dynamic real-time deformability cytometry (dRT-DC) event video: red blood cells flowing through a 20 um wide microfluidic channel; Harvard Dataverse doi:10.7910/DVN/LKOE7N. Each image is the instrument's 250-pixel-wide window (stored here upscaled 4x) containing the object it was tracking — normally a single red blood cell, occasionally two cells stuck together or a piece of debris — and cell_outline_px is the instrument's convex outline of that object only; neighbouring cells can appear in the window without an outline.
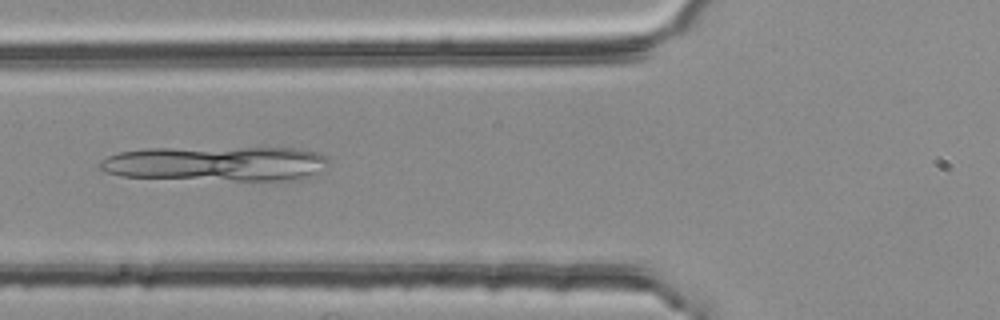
{"species": "common noctule bat (a hibernating species)", "species_latin": "Nyctalus noctula", "temperature_condition": "room temperature", "stored_images_in_passage": 2, "camera_frame_rate_fps": 3000, "um_per_image_px": 0.085, "animal": {"sex": "female", "body_mass_g": 25.1}, "frame": {"image": 1, "passage_image": 2, "time_ms": 0.333, "image_size_px": [1000, 320], "cell_outline_px": [[332, 160], [328, 168], [300, 180], [264, 184], [120, 176], [104, 172], [100, 168], [100, 160], [108, 156], [120, 152], [144, 148], [296, 148], [316, 152], [328, 156]], "centroid_in_image_um": [18.52, 13.96], "position_along_channel_um": 107.3, "area_um2": 48.96}}